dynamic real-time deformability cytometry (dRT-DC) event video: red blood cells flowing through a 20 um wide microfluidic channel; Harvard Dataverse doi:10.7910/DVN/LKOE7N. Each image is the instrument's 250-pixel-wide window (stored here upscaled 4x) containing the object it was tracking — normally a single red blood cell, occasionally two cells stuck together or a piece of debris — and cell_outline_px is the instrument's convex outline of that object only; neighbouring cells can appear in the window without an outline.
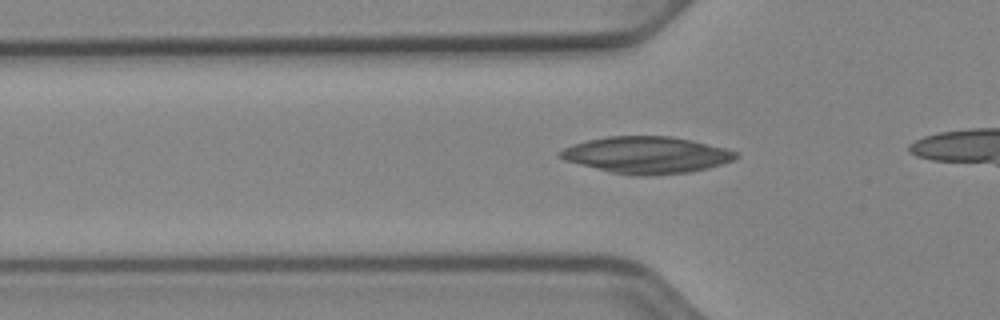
{"species": "Egyptian fruit bat (a non-hibernating species)", "species_latin": "Rousettus aegyptiacus", "temperature_condition": "cold", "stored_images_in_passage": 32, "camera_frame_rate_fps": 3000, "um_per_image_px": 0.085, "animal": {"sex": "female"}, "frame": {"image": 1, "passage_image": 7, "time_ms": 2.0, "image_size_px": [1000, 320], "cell_outline_px": [[740, 156], [732, 160], [708, 168], [688, 172], [652, 176], [612, 172], [564, 160], [556, 156], [556, 152], [572, 144], [588, 140], [608, 136], [672, 136], [692, 140], [724, 148], [736, 152]], "centroid_in_image_um": [54.93, 13.16], "position_along_channel_um": 70.9, "area_um2": 37.34}}
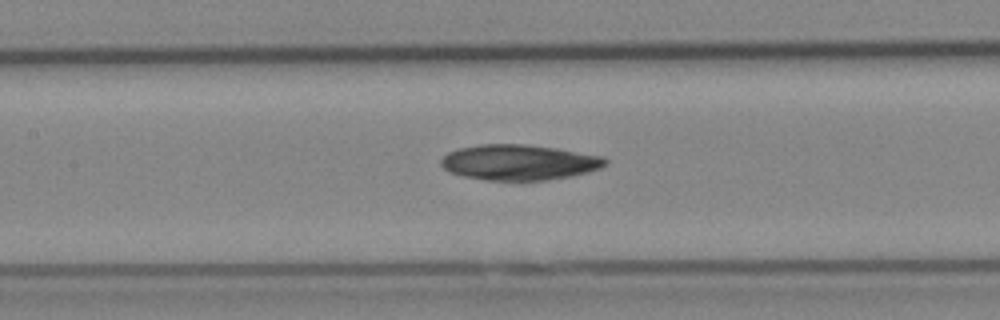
{"frame": {"image": 2, "passage_image": 14, "time_ms": 4.333, "image_size_px": [1000, 320], "cell_outline_px": [[608, 160], [600, 168], [588, 172], [572, 176], [544, 180], [488, 180], [464, 176], [452, 172], [444, 168], [440, 164], [440, 160], [448, 152], [460, 148], [480, 144], [524, 144], [556, 148], [604, 156]], "centroid_in_image_um": [44.14, 13.79], "position_along_channel_um": 163.3, "area_um2": 33.81}}
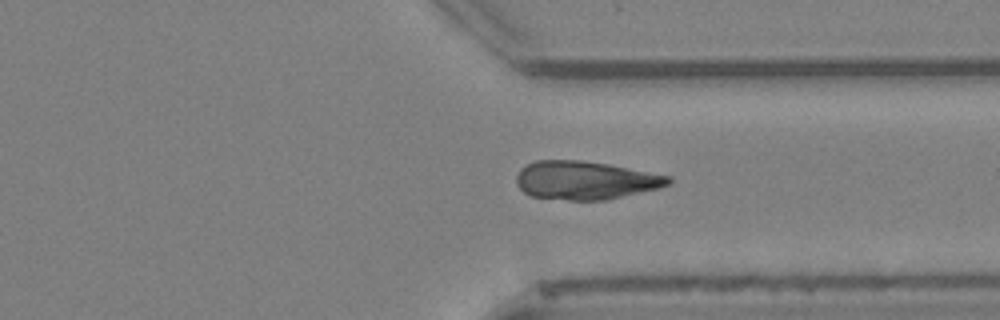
{"frame": {"image": 3, "passage_image": 29, "time_ms": 9.333, "image_size_px": [1000, 320], "cell_outline_px": [[672, 180], [668, 184], [660, 188], [604, 200], [568, 200], [528, 196], [516, 184], [516, 176], [520, 168], [536, 160], [580, 160], [608, 164], [672, 176]], "centroid_in_image_um": [49.73, 15.32], "position_along_channel_um": 361.7, "area_um2": 34.04}}